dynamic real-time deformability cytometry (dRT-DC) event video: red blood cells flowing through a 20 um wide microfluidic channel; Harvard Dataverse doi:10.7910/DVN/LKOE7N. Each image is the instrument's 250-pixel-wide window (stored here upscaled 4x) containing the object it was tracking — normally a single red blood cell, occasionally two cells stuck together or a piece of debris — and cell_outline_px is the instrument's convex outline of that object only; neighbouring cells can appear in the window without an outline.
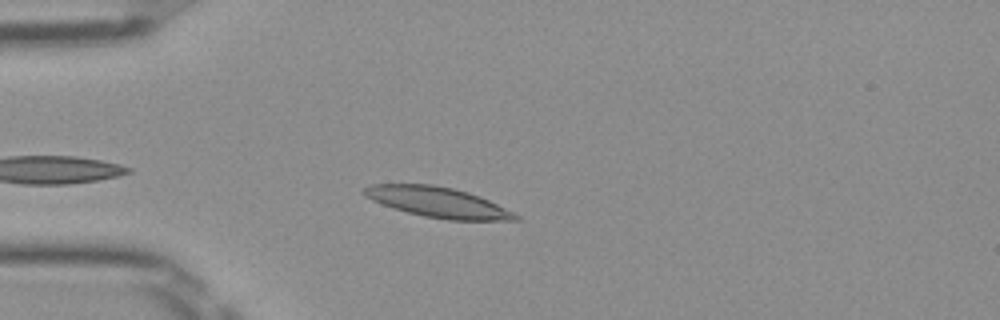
{"species": "Egyptian fruit bat (a non-hibernating species)", "species_latin": "Rousettus aegyptiacus", "temperature_condition": "room temperature", "stored_images_in_passage": 36, "camera_frame_rate_fps": 3000, "um_per_image_px": 0.085, "frame": {"image": 1, "passage_image": 1, "time_ms": 0.0, "image_size_px": [1000, 320], "cell_outline_px": [[520, 220], [448, 220], [424, 216], [392, 208], [372, 200], [364, 196], [360, 192], [364, 188], [372, 184], [432, 184], [452, 188], [468, 192], [480, 196], [520, 216]], "centroid_in_image_um": [37.17, 17.18], "position_along_channel_um": 47.8, "area_um2": 26.59}}
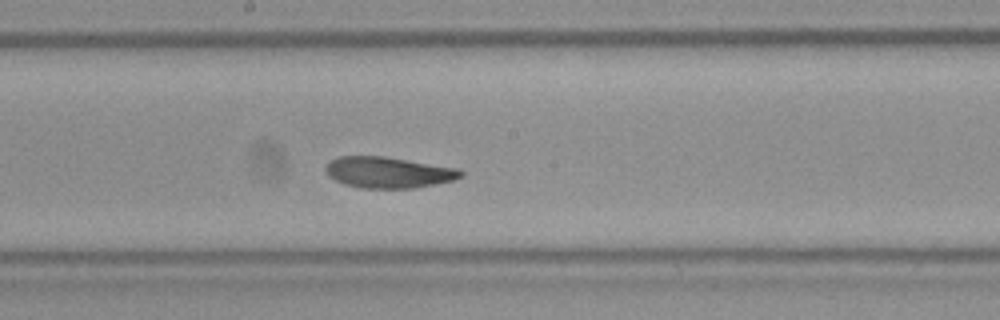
{"frame": {"image": 2, "passage_image": 15, "time_ms": 4.667, "image_size_px": [1000, 320], "cell_outline_px": [[464, 176], [452, 180], [412, 188], [360, 188], [344, 184], [328, 176], [324, 168], [332, 160], [340, 156], [384, 156], [460, 168], [464, 172]], "centroid_in_image_um": [33.02, 14.65], "position_along_channel_um": 215.2, "area_um2": 24.45}}
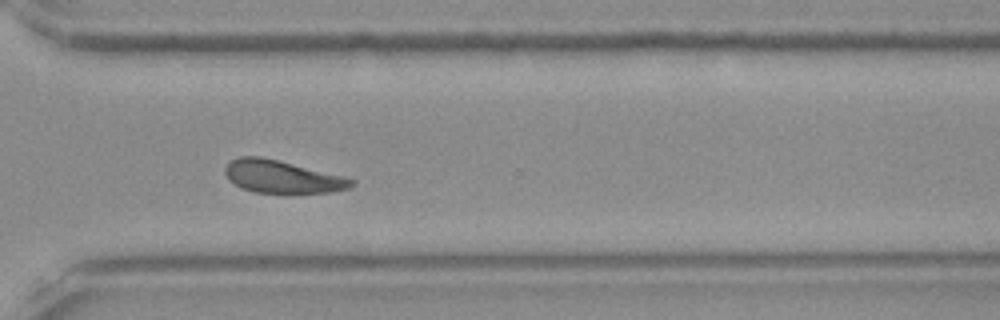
{"frame": {"image": 3, "passage_image": 25, "time_ms": 8.0, "image_size_px": [1000, 320], "cell_outline_px": [[356, 184], [352, 188], [332, 192], [292, 196], [256, 192], [240, 188], [228, 180], [224, 172], [224, 168], [232, 160], [240, 156], [260, 156], [344, 176], [356, 180]], "centroid_in_image_um": [24.03, 15.08], "position_along_channel_um": 346.6, "area_um2": 25.03}, "authors_computed_cell_mechanics": {"area_um2": 24.4205, "velocity_mm_per_s": 3.9443, "shape_relaxation_time_tau1_ms": 4.6773, "shape_relaxation_time_tau2_ms": 2.3472, "deformation_change_tau1": 0.1407, "deformation_change_tau2": 0.073}}